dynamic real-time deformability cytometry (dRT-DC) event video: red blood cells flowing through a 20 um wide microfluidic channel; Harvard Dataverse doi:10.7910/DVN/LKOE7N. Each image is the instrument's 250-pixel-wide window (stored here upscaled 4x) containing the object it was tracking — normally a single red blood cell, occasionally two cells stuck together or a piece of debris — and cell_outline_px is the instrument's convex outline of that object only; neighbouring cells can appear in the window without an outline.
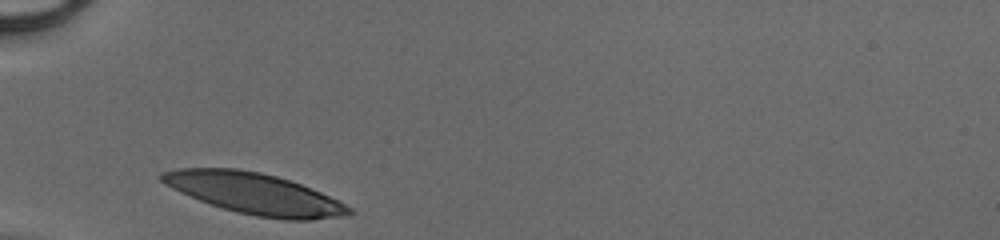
{"species": "human", "species_latin": "Homo sapiens", "temperature_condition": "cold", "stored_images_in_passage": 25, "camera_frame_rate_fps": 3000, "um_per_image_px": 0.085, "donor": {"sex": "male"}, "frame": {"image": 1, "passage_image": 1, "time_ms": 0.0, "image_size_px": [1000, 240], "cell_outline_px": [[356, 212], [336, 216], [312, 220], [284, 220], [256, 216], [236, 212], [200, 200], [180, 192], [164, 184], [160, 180], [160, 172], [176, 168], [236, 168], [260, 172], [276, 176], [300, 184], [320, 192], [352, 208]], "centroid_in_image_um": [21.58, 16.44], "position_along_channel_um": 63.4, "area_um2": 44.39}}
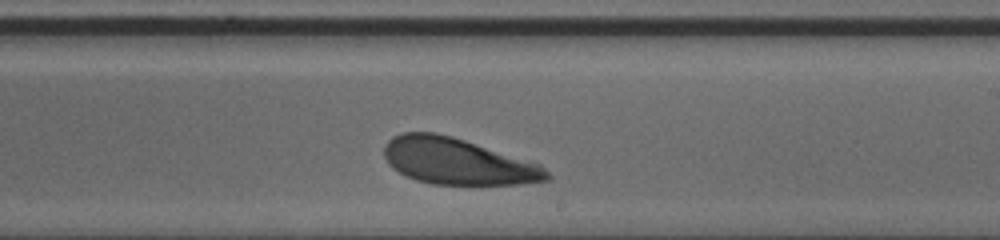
{"frame": {"image": 2, "passage_image": 15, "time_ms": 4.667, "image_size_px": [1000, 240], "cell_outline_px": [[552, 180], [520, 184], [432, 184], [416, 180], [404, 176], [392, 168], [388, 164], [384, 156], [384, 144], [392, 136], [404, 132], [432, 132], [452, 136], [540, 164], [552, 176]], "centroid_in_image_um": [38.86, 13.72], "position_along_channel_um": 250.1, "area_um2": 43.99}}
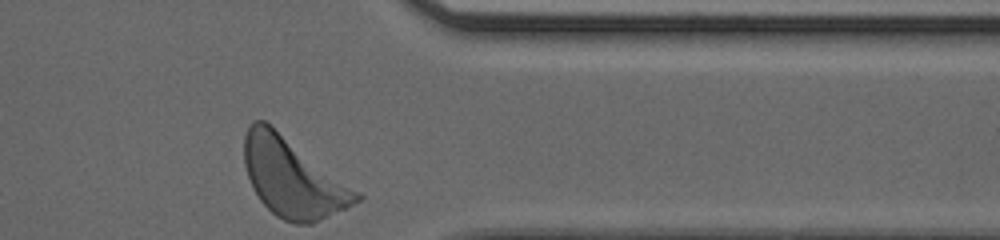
{"frame": {"image": 3, "passage_image": 25, "time_ms": 8.0, "image_size_px": [1000, 240], "cell_outline_px": [[364, 200], [312, 224], [296, 224], [284, 220], [276, 216], [260, 200], [252, 188], [244, 164], [244, 136], [252, 120], [264, 120], [360, 192], [364, 196]], "centroid_in_image_um": [24.9, 15.13], "position_along_channel_um": 386.5, "area_um2": 51.21}}